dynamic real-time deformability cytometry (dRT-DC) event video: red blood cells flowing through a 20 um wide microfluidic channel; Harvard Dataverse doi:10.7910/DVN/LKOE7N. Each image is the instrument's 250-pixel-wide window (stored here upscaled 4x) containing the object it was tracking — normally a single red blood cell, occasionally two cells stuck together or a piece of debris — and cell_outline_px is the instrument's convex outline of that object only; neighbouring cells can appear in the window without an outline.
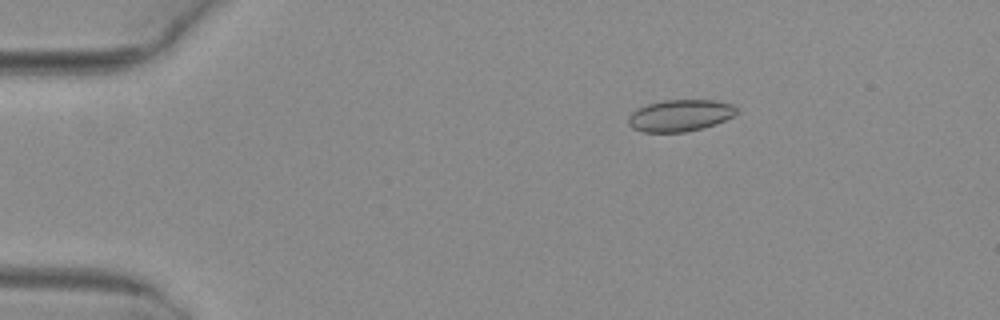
{"species": "common noctule bat (a hibernating species)", "species_latin": "Nyctalus noctula", "temperature_condition": "warm", "stored_images_in_passage": 5, "camera_frame_rate_fps": 3000, "um_per_image_px": 0.085, "animal": {"sex": "female", "body_mass_g": 29.2, "forearm_length_mm": 56.3}, "frame": {"image": 1, "passage_image": 3, "time_ms": 0.667, "image_size_px": [1000, 320], "cell_outline_px": [[740, 112], [716, 124], [704, 128], [684, 132], [644, 132], [632, 128], [628, 124], [628, 116], [632, 112], [648, 104], [664, 100], [716, 100], [732, 104]], "centroid_in_image_um": [57.83, 9.82], "position_along_channel_um": 27.2, "area_um2": 20.06}}